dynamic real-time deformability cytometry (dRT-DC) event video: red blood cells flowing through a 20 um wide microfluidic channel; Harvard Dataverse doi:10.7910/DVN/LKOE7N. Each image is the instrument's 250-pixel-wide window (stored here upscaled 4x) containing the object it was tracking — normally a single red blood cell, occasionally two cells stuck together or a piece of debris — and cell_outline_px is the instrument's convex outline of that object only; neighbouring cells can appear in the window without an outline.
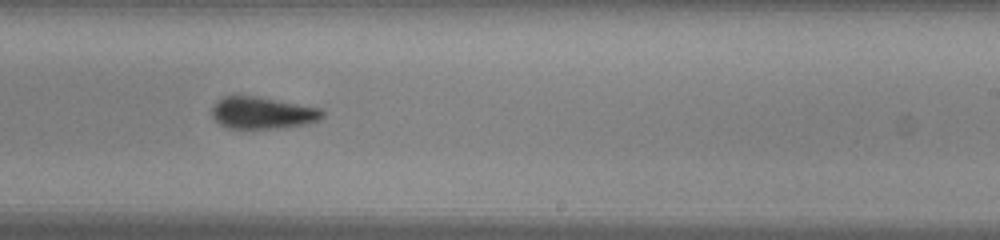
{"species": "common noctule bat (a hibernating species)", "species_latin": "Nyctalus noctula", "temperature_condition": "warm", "stored_images_in_passage": 31, "camera_frame_rate_fps": 3000, "um_per_image_px": 0.085, "animal": {"sex": "male", "body_mass_g": 13.0, "forearm_length_mm": 53.1}, "frame": {"image": 1, "passage_image": 18, "time_ms": 5.667, "image_size_px": [1000, 240], "cell_outline_px": [[324, 116], [320, 120], [308, 124], [284, 128], [228, 128], [220, 124], [212, 116], [212, 108], [216, 100], [220, 96], [256, 96], [324, 108]], "centroid_in_image_um": [22.36, 9.59], "position_along_channel_um": 266.6, "area_um2": 20.92}, "authors_computed_cell_mechanics": {"area_um2": 21.097, "velocity_mm_per_s": 4.1138, "shape_relaxation_time_tau1_ms": 3.502, "shape_relaxation_time_tau2_ms": 2.622, "deformation_change_tau1": 0.1515, "deformation_change_tau2": 0.1069}}